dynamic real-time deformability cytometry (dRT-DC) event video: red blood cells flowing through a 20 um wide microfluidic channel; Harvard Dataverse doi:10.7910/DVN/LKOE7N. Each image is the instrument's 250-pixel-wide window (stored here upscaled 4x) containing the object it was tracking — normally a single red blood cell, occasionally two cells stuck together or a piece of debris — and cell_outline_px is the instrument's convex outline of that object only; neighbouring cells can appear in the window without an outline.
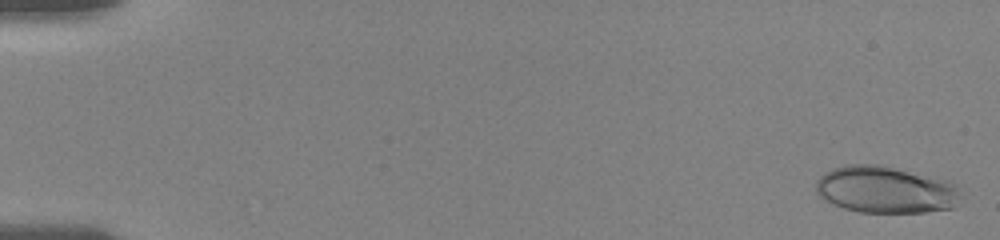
{"species": "human", "species_latin": "Homo sapiens", "temperature_condition": "room temperature", "stored_images_in_passage": 27, "camera_frame_rate_fps": 3000, "um_per_image_px": 0.085, "donor": {"sex": "female"}, "frame": {"image": 1, "passage_image": 1, "time_ms": 0.0, "image_size_px": [1000, 240], "cell_outline_px": [[960, 196], [952, 208], [924, 212], [860, 212], [844, 208], [832, 204], [820, 196], [816, 192], [816, 180], [824, 172], [832, 168], [848, 164], [880, 164], [948, 180], [956, 184]], "centroid_in_image_um": [75.24, 16.11], "position_along_channel_um": 9.8, "area_um2": 39.65}}
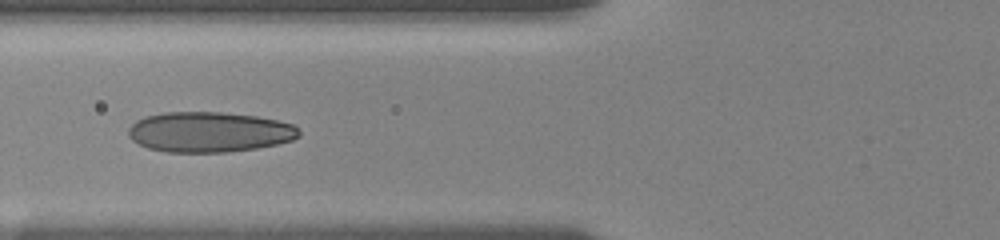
{"frame": {"image": 2, "passage_image": 18, "time_ms": 7.0, "image_size_px": [1000, 240], "cell_outline_px": [[300, 136], [292, 140], [276, 144], [256, 148], [228, 152], [164, 152], [148, 148], [132, 140], [128, 136], [128, 128], [136, 120], [144, 116], [164, 112], [220, 112], [256, 116], [276, 120], [292, 124], [300, 128]], "centroid_in_image_um": [17.77, 11.22], "position_along_channel_um": 108.0, "area_um2": 40.23}}
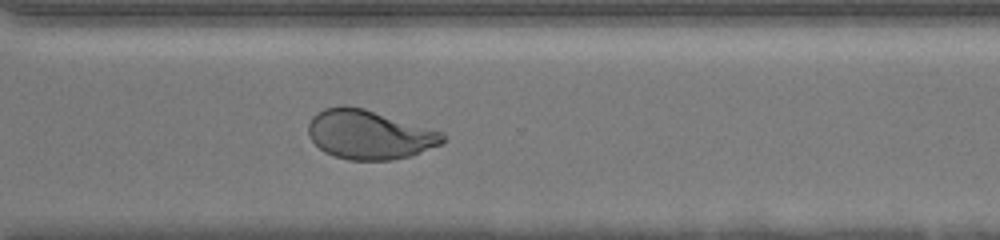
{"frame": {"image": 3, "passage_image": 27, "time_ms": 13.333, "image_size_px": [1000, 240], "cell_outline_px": [[444, 144], [408, 156], [388, 160], [348, 160], [324, 152], [312, 140], [308, 132], [308, 124], [312, 116], [316, 112], [324, 108], [364, 108], [440, 132], [444, 136]], "centroid_in_image_um": [31.37, 11.47], "position_along_channel_um": 339.2, "area_um2": 37.63}}